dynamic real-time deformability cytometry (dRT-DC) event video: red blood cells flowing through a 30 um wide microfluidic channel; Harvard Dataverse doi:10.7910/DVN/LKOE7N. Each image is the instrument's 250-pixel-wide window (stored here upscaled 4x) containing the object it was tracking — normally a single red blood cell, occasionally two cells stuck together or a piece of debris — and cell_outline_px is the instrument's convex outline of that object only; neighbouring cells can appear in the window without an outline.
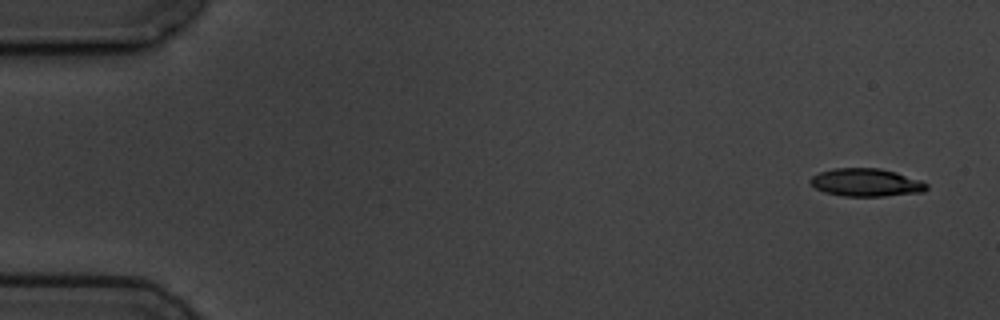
{"species": "common noctule bat (a hibernating species)", "species_latin": "Nyctalus noctula", "temperature_condition": "cold", "stored_images_in_passage": 5, "camera_frame_rate_fps": 3000, "um_per_image_px": 0.085, "animal": {"sex": "male", "body_mass_g": 19.5, "forearm_length_mm": 54.6}, "frame": {"image": 1, "passage_image": 1, "time_ms": 0.0, "image_size_px": [1000, 320], "cell_outline_px": [[928, 188], [924, 192], [884, 196], [844, 196], [824, 192], [816, 188], [808, 180], [812, 176], [820, 172], [832, 168], [880, 168], [896, 172], [920, 180], [928, 184]], "centroid_in_image_um": [73.63, 15.51], "position_along_channel_um": 11.4, "area_um2": 18.96}}